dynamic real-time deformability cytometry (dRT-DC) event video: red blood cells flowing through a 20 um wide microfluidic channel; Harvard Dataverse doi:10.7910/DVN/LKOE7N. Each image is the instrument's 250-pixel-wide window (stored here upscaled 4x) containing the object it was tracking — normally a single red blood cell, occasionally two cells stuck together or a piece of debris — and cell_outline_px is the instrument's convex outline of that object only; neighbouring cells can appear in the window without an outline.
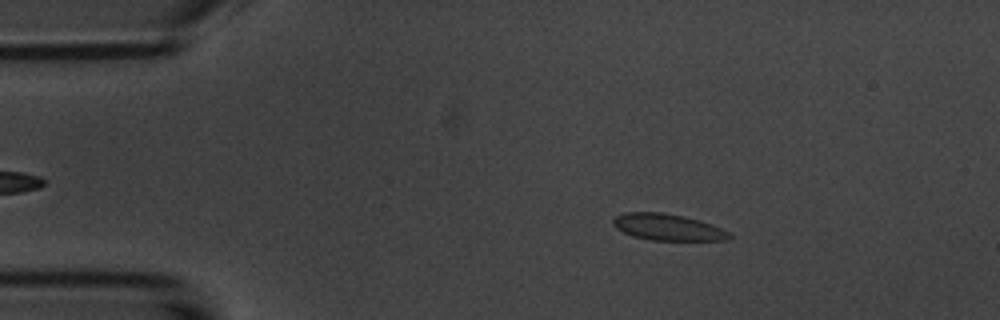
{"species": "common noctule bat (a hibernating species)", "species_latin": "Nyctalus noctula", "temperature_condition": "room temperature", "stored_images_in_passage": 45, "camera_frame_rate_fps": 3000, "um_per_image_px": 0.085, "animal": {"sex": "male", "body_mass_g": 20.1, "forearm_length_mm": 53.5}, "frame": {"image": 1, "passage_image": 8, "time_ms": 2.333, "image_size_px": [1000, 320], "cell_outline_px": [[732, 236], [728, 240], [652, 240], [632, 236], [616, 228], [612, 224], [612, 220], [616, 216], [624, 212], [660, 212], [684, 216], [700, 220], [712, 224], [732, 232]], "centroid_in_image_um": [56.78, 19.31], "position_along_channel_um": 28.2, "area_um2": 18.09}}
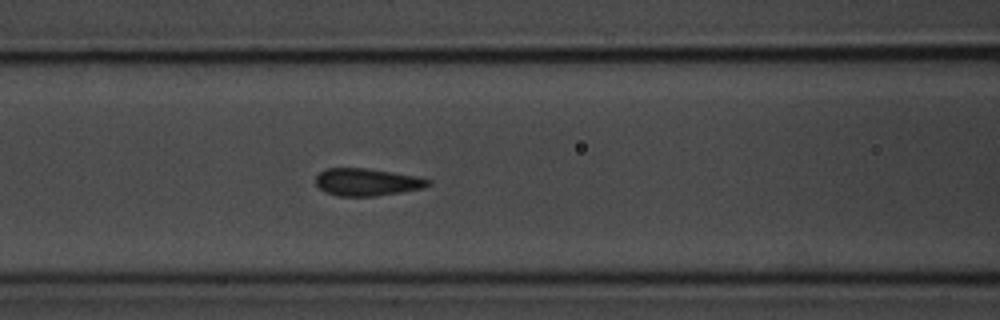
{"frame": {"image": 2, "passage_image": 21, "time_ms": 6.667, "image_size_px": [1000, 320], "cell_outline_px": [[432, 184], [424, 188], [400, 192], [372, 196], [340, 196], [324, 192], [316, 184], [316, 176], [320, 172], [328, 168], [368, 168], [416, 176], [432, 180]], "centroid_in_image_um": [31.21, 15.47], "position_along_channel_um": 135.4, "area_um2": 17.92}}
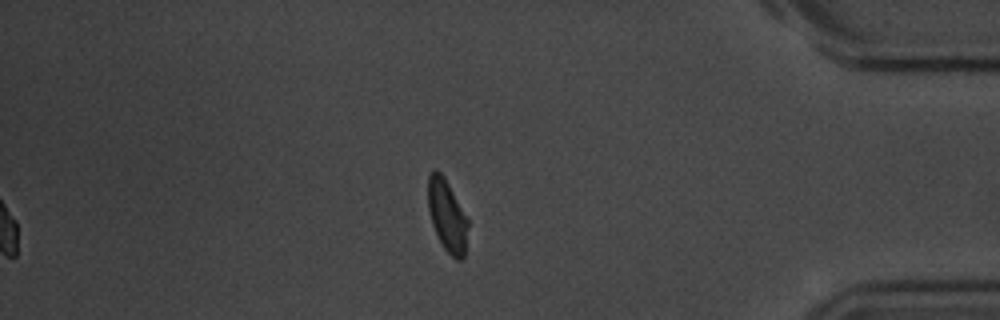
{"frame": {"image": 3, "passage_image": 45, "time_ms": 14.667, "image_size_px": [1000, 320], "cell_outline_px": [[468, 224], [464, 256], [460, 260], [456, 260], [444, 248], [432, 224], [428, 212], [428, 176], [432, 168], [436, 168], [444, 176], [468, 216]], "centroid_in_image_um": [38.0, 18.27], "position_along_channel_um": 397.2, "area_um2": 16.94}, "authors_computed_cell_mechanics": {"area_um2": 18.0336, "velocity_mm_per_s": 3.7029, "shape_relaxation_time_tau1_ms": 3.0091, "shape_relaxation_time_tau2_ms": 0.8012, "deformation_change_tau1": 0.1008, "deformation_change_tau2": 0.051}}